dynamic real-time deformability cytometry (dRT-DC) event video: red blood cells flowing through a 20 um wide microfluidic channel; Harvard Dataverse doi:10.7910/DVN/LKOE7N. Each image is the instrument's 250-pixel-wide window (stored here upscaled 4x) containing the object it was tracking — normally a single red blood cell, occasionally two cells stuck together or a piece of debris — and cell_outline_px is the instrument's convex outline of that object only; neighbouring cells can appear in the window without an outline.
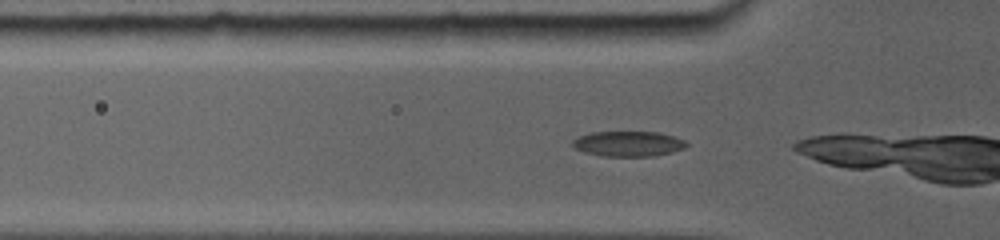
{"species": "common noctule bat (a hibernating species)", "species_latin": "Nyctalus noctula", "temperature_condition": "room temperature", "stored_images_in_passage": 8, "camera_frame_rate_fps": 5000, "um_per_image_px": 0.085, "animal": {"sex": "female", "body_mass_g": 19.0, "forearm_length_mm": 56.7}, "frame": {"image": 1, "passage_image": 2, "time_ms": 0.4, "image_size_px": [1000, 240], "cell_outline_px": [[688, 144], [684, 148], [672, 152], [652, 156], [604, 156], [584, 152], [576, 148], [572, 144], [572, 140], [580, 136], [592, 132], [656, 132], [672, 136], [684, 140]], "centroid_in_image_um": [53.4, 12.22], "position_along_channel_um": 72.4, "area_um2": 16.53}}
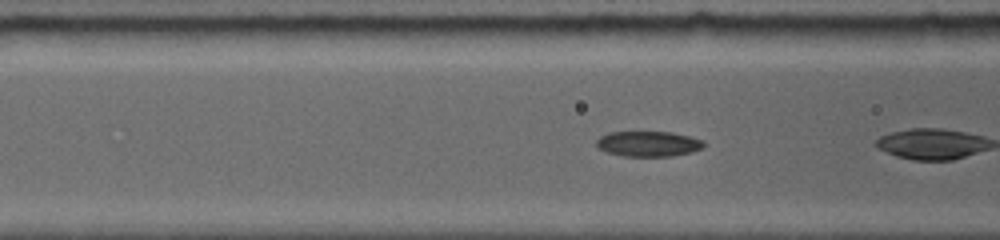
{"frame": {"image": 2, "passage_image": 5, "time_ms": 1.4, "image_size_px": [1000, 240], "cell_outline_px": [[704, 144], [700, 148], [692, 152], [668, 156], [624, 156], [608, 152], [600, 148], [596, 144], [596, 140], [600, 136], [612, 132], [668, 132], [688, 136], [700, 140]], "centroid_in_image_um": [55.06, 12.22], "position_along_channel_um": 111.5, "area_um2": 15.43}}